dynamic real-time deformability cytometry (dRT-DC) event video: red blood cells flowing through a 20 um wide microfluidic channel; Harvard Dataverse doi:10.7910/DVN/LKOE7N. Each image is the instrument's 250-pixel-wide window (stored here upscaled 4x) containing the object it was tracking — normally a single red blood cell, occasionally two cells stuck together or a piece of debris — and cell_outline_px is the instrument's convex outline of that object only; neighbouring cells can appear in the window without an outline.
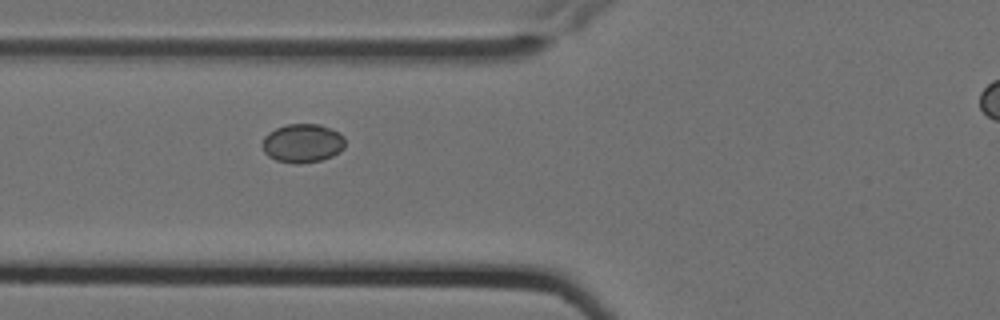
{"species": "Egyptian fruit bat (a non-hibernating species)", "species_latin": "Rousettus aegyptiacus", "temperature_condition": "cold", "stored_images_in_passage": 3, "segment_of_instrument_passage": [1, 2], "camera_frame_rate_fps": 3000, "um_per_image_px": 0.085, "animal": {"sex": "female"}, "frame": {"image": 1, "passage_image": 2, "time_ms": 0.333, "image_size_px": [1000, 320], "cell_outline_px": [[344, 148], [340, 152], [332, 156], [320, 160], [296, 164], [276, 160], [268, 156], [264, 152], [260, 144], [264, 136], [268, 132], [276, 128], [288, 124], [320, 124], [344, 136]], "centroid_in_image_um": [25.67, 12.17], "position_along_channel_um": 100.1, "area_um2": 18.73}}